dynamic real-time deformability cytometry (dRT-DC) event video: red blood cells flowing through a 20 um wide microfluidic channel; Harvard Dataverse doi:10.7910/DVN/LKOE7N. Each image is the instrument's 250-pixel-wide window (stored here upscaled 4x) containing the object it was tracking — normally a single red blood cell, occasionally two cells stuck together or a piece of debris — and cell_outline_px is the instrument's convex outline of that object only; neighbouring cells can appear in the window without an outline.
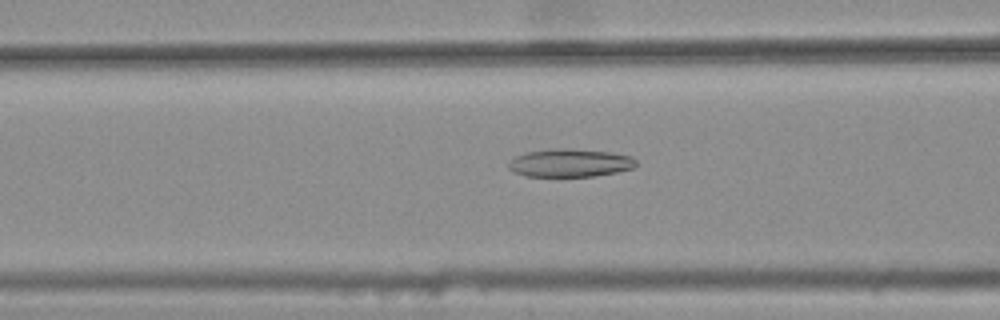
{"species": "common noctule bat (a hibernating species)", "species_latin": "Nyctalus noctula", "temperature_condition": "warm", "stored_images_in_passage": 46, "camera_frame_rate_fps": 3000, "um_per_image_px": 0.085, "animal": {"sex": "female", "body_mass_g": 25.1}, "frame": {"image": 1, "passage_image": 21, "time_ms": 6.667, "image_size_px": [1000, 320], "cell_outline_px": [[636, 164], [632, 168], [616, 172], [596, 176], [524, 176], [508, 168], [508, 164], [516, 156], [528, 152], [552, 148], [572, 148], [612, 152], [632, 156], [636, 160]], "centroid_in_image_um": [48.48, 13.83], "position_along_channel_um": 118.1, "area_um2": 20.87}}
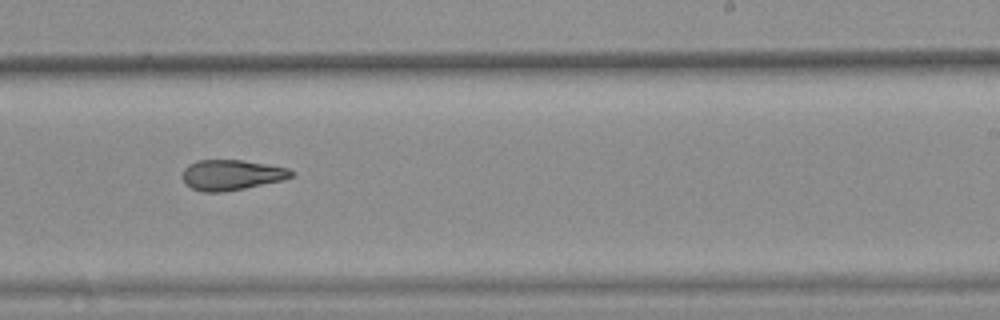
{"frame": {"image": 2, "passage_image": 33, "time_ms": 10.667, "image_size_px": [1000, 320], "cell_outline_px": [[296, 172], [292, 176], [284, 180], [224, 192], [204, 192], [192, 188], [184, 184], [180, 176], [184, 168], [188, 164], [196, 160], [240, 160], [288, 168]], "centroid_in_image_um": [19.63, 14.87], "position_along_channel_um": 269.4, "area_um2": 19.42}}
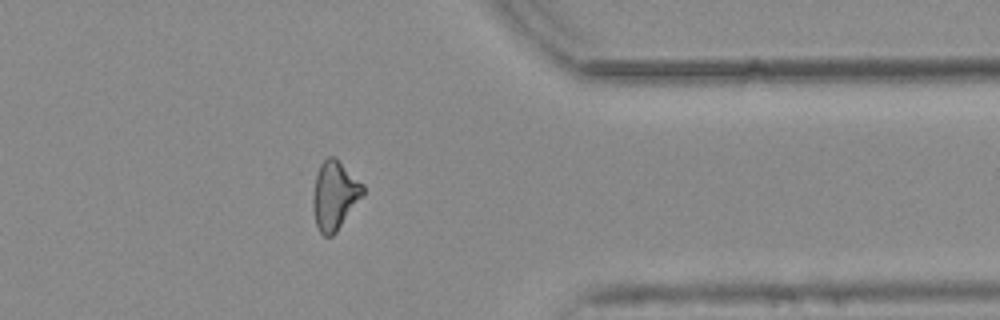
{"frame": {"image": 3, "passage_image": 43, "time_ms": 14.0, "image_size_px": [1000, 320], "cell_outline_px": [[364, 196], [336, 232], [332, 236], [324, 236], [320, 232], [316, 224], [312, 208], [312, 196], [316, 176], [320, 164], [328, 156], [332, 156], [364, 184]], "centroid_in_image_um": [28.44, 16.64], "position_along_channel_um": 383.0, "area_um2": 19.94}, "authors_computed_cell_mechanics": {"area_um2": 20.4034, "velocity_mm_per_s": 3.7861, "shape_relaxation_time_tau1_ms": null, "shape_relaxation_time_tau2_ms": 3.9128, "deformation_change_tau1": null, "deformation_change_tau2": 0.1275}}